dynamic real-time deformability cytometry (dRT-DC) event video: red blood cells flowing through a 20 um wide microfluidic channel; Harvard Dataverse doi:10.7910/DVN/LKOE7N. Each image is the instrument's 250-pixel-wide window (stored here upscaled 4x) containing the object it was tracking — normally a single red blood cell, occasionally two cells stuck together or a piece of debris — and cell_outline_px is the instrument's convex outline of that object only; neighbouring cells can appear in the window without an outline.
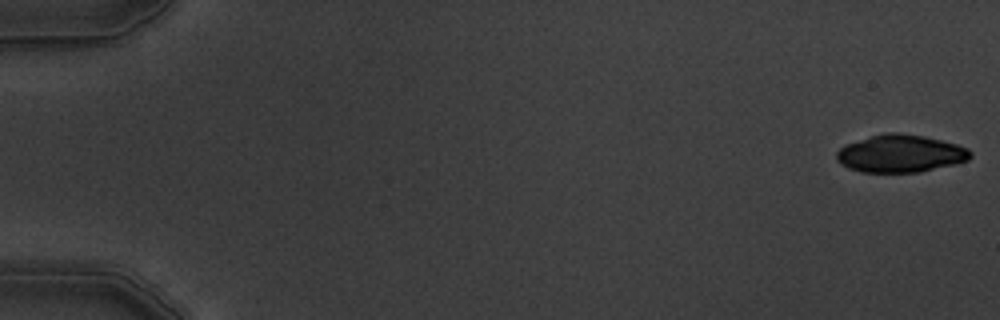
{"species": "common noctule bat (a hibernating species)", "species_latin": "Nyctalus noctula", "temperature_condition": "warm", "stored_images_in_passage": 7, "camera_frame_rate_fps": 3000, "um_per_image_px": 0.085, "animal": {"sex": "male", "body_mass_g": 19.5, "forearm_length_mm": 54.6}, "frame": {"image": 1, "passage_image": 1, "time_ms": 0.0, "image_size_px": [1000, 320], "cell_outline_px": [[972, 156], [968, 160], [956, 164], [920, 172], [860, 172], [848, 168], [840, 164], [836, 160], [836, 152], [840, 148], [848, 144], [884, 132], [896, 132], [924, 136], [956, 144], [968, 148], [972, 152]], "centroid_in_image_um": [76.55, 13.06], "position_along_channel_um": 8.4, "area_um2": 29.3}}